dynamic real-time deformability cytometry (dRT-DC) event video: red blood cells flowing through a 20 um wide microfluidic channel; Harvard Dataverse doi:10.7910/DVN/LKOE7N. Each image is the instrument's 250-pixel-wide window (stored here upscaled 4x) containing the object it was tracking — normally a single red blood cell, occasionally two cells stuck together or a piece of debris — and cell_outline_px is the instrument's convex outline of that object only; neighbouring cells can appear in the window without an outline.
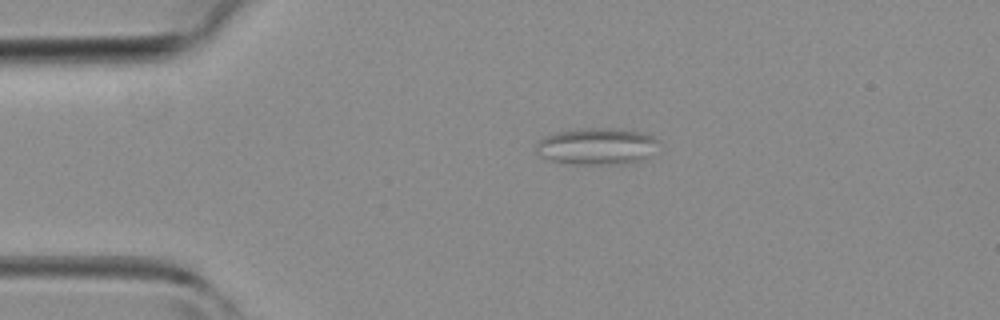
{"species": "common noctule bat (a hibernating species)", "species_latin": "Nyctalus noctula", "temperature_condition": "room temperature", "stored_images_in_passage": 36, "camera_frame_rate_fps": 3000, "um_per_image_px": 0.085, "animal": {"sex": "female", "body_mass_g": 19.3, "forearm_length_mm": 54.1}, "frame": {"image": 1, "passage_image": 1, "time_ms": 0.0, "image_size_px": [1000, 320], "cell_outline_px": [[660, 140], [644, 160], [628, 164], [572, 164], [552, 160], [540, 156], [536, 152], [536, 144], [544, 136], [556, 132], [580, 128], [620, 128], [644, 132]], "centroid_in_image_um": [50.73, 12.42], "position_along_channel_um": 34.3, "area_um2": 26.47}}
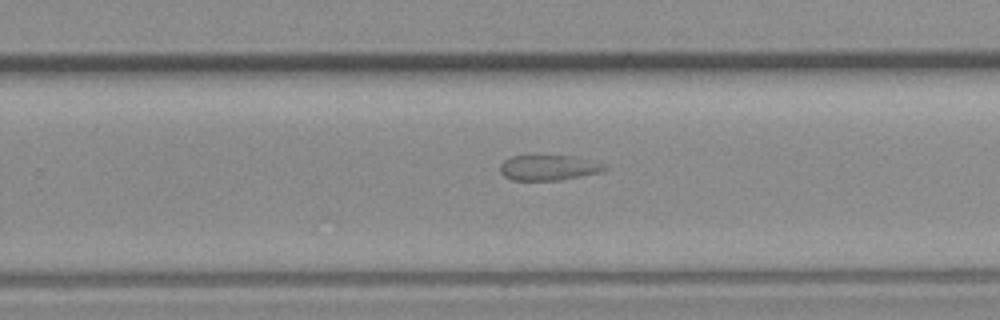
{"frame": {"image": 2, "passage_image": 20, "time_ms": 6.333, "image_size_px": [1000, 320], "cell_outline_px": [[608, 168], [604, 172], [560, 180], [512, 180], [504, 176], [500, 172], [500, 164], [504, 160], [512, 156], [572, 156], [604, 164]], "centroid_in_image_um": [46.63, 14.26], "position_along_channel_um": 283.2, "area_um2": 15.37}}
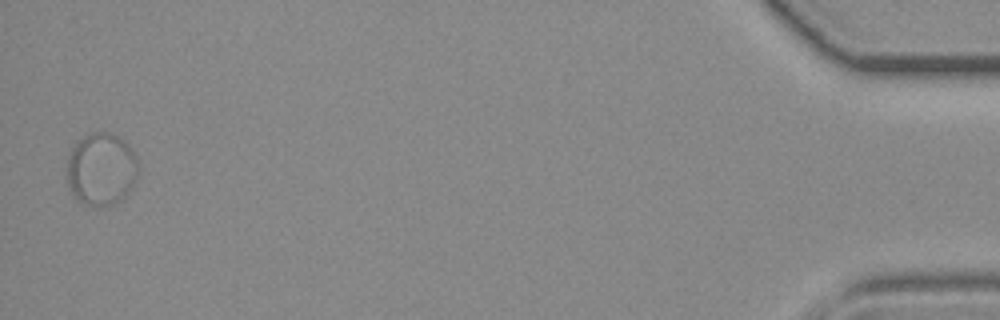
{"frame": {"image": 3, "passage_image": 36, "time_ms": 11.667, "image_size_px": [1000, 320], "cell_outline_px": [[136, 180], [132, 188], [120, 200], [112, 204], [84, 204], [72, 196], [68, 188], [68, 156], [76, 140], [88, 132], [108, 132], [124, 140], [128, 144], [136, 156]], "centroid_in_image_um": [8.58, 14.34], "position_along_channel_um": 426.6, "area_um2": 30.06}}